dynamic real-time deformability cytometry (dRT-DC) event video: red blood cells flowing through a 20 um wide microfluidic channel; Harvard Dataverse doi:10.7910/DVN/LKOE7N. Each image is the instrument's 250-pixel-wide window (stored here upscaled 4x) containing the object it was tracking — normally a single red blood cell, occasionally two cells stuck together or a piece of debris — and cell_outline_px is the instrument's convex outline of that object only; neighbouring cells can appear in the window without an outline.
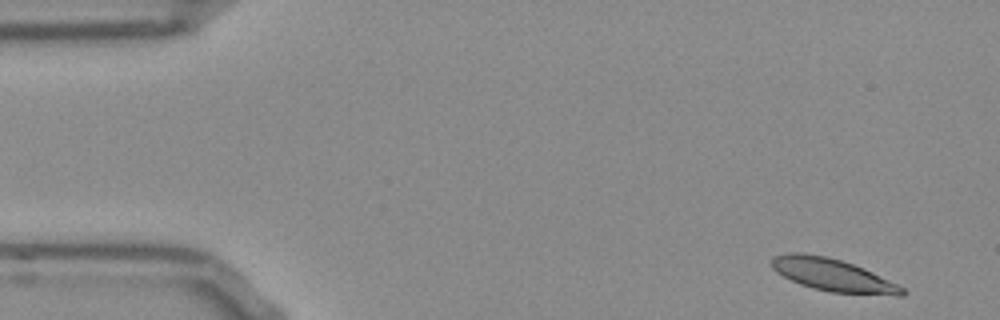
{"species": "Egyptian fruit bat (a non-hibernating species)", "species_latin": "Rousettus aegyptiacus", "temperature_condition": "room temperature", "stored_images_in_passage": 50, "camera_frame_rate_fps": 3000, "um_per_image_px": 0.085, "frame": {"image": 1, "passage_image": 1, "time_ms": 0.0, "image_size_px": [1000, 320], "cell_outline_px": [[908, 292], [904, 296], [896, 296], [828, 292], [812, 288], [800, 284], [776, 272], [772, 268], [768, 260], [772, 256], [788, 252], [804, 252], [828, 256], [864, 268], [904, 288]], "centroid_in_image_um": [70.75, 23.37], "position_along_channel_um": 14.2, "area_um2": 25.14}}
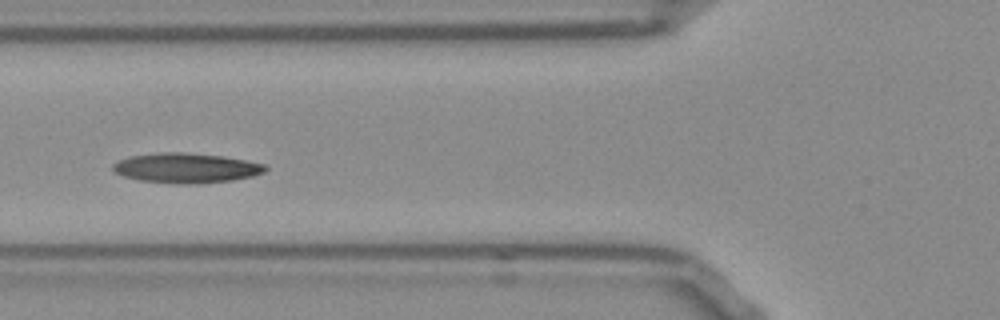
{"frame": {"image": 2, "passage_image": 17, "time_ms": 5.333, "image_size_px": [1000, 320], "cell_outline_px": [[268, 168], [264, 172], [252, 176], [232, 180], [200, 184], [180, 184], [140, 180], [124, 176], [116, 172], [112, 168], [112, 164], [120, 160], [132, 156], [164, 152], [180, 152], [220, 156], [244, 160], [264, 164]], "centroid_in_image_um": [15.83, 14.29], "position_along_channel_um": 110.0, "area_um2": 26.18}}
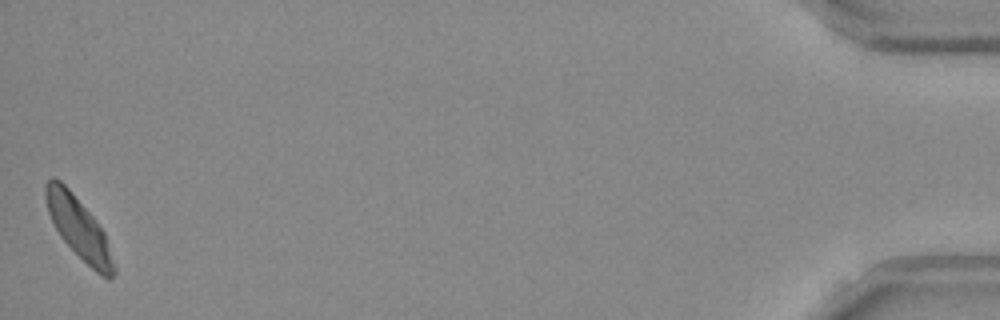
{"frame": {"image": 3, "passage_image": 50, "time_ms": 16.333, "image_size_px": [1000, 320], "cell_outline_px": [[116, 272], [112, 280], [108, 280], [100, 276], [60, 236], [48, 212], [44, 196], [44, 184], [52, 176], [60, 180], [72, 192], [96, 220], [104, 232], [116, 268]], "centroid_in_image_um": [6.7, 19.38], "position_along_channel_um": 428.5, "area_um2": 24.16}, "authors_computed_cell_mechanics": {"area_um2": 25.143, "velocity_mm_per_s": 3.8015, "shape_relaxation_time_tau1_ms": 4.6359, "shape_relaxation_time_tau2_ms": null, "deformation_change_tau1": 0.1344, "deformation_change_tau2": null}}